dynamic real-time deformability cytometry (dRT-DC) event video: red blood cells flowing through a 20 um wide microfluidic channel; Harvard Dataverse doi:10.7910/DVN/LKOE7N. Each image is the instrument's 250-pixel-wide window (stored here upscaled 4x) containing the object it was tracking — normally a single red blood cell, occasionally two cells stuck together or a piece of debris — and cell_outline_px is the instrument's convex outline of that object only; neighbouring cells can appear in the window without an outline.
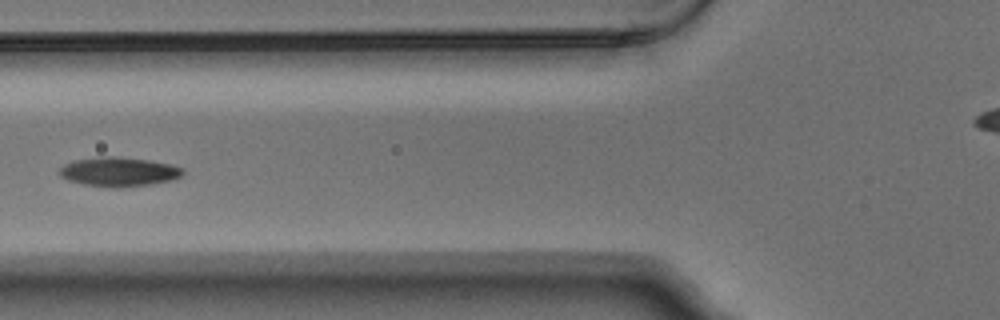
{"species": "Egyptian fruit bat (a non-hibernating species)", "species_latin": "Rousettus aegyptiacus", "temperature_condition": "warm", "stored_images_in_passage": 5, "camera_frame_rate_fps": 3000, "um_per_image_px": 0.085, "animal": {"sex": "male"}, "frame": {"image": 1, "passage_image": 4, "time_ms": 1.0, "image_size_px": [1000, 320], "cell_outline_px": [[184, 172], [180, 176], [172, 180], [148, 184], [120, 188], [116, 188], [84, 184], [68, 180], [60, 176], [56, 172], [64, 164], [76, 160], [108, 156], [112, 156], [148, 160], [172, 164], [184, 168]], "centroid_in_image_um": [10.09, 14.6], "position_along_channel_um": 115.7, "area_um2": 20.92}}
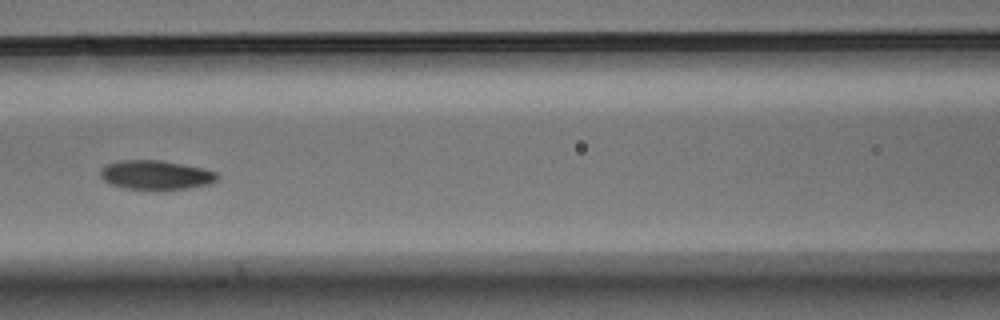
{"frame": {"image": 2, "passage_image": 5, "time_ms": 1.333, "image_size_px": [1000, 320], "cell_outline_px": [[220, 176], [212, 184], [164, 192], [152, 192], [124, 188], [112, 184], [104, 180], [100, 176], [100, 172], [104, 164], [120, 160], [160, 160], [204, 168], [216, 172]], "centroid_in_image_um": [13.27, 14.91], "position_along_channel_um": 153.3, "area_um2": 20.75}}